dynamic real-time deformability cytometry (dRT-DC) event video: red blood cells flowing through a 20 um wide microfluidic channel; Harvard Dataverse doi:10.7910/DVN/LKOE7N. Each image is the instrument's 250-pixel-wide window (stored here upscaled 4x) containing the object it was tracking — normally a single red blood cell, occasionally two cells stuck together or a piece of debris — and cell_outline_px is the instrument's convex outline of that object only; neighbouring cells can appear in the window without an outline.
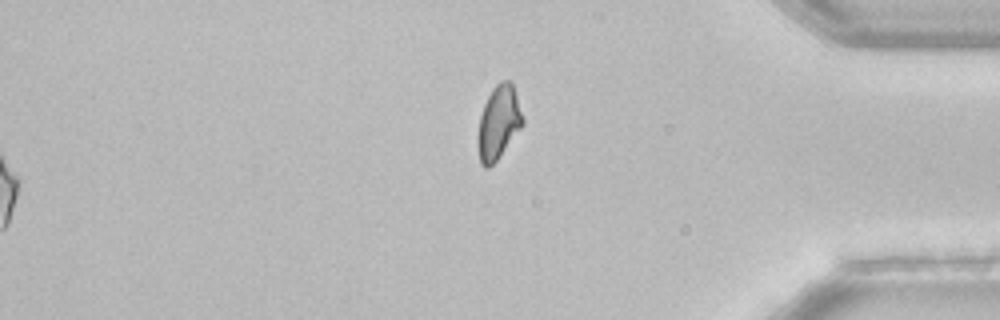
{"species": "common noctule bat (a hibernating species)", "species_latin": "Nyctalus noctula", "temperature_condition": "room temperature", "stored_images_in_passage": 54, "segment_of_instrument_passage": [2, 2], "camera_frame_rate_fps": 3000, "um_per_image_px": 0.085, "animal": {"sex": "female", "body_mass_g": 22.7, "forearm_length_mm": 54.2}, "frame": {"image": 1, "passage_image": 54, "time_ms": 17.667, "image_size_px": [1000, 320], "cell_outline_px": [[524, 124], [496, 160], [488, 168], [484, 168], [480, 164], [476, 144], [476, 136], [480, 116], [484, 104], [492, 88], [500, 80], [512, 80], [524, 120]], "centroid_in_image_um": [42.35, 10.41], "position_along_channel_um": 392.9, "area_um2": 19.48}}